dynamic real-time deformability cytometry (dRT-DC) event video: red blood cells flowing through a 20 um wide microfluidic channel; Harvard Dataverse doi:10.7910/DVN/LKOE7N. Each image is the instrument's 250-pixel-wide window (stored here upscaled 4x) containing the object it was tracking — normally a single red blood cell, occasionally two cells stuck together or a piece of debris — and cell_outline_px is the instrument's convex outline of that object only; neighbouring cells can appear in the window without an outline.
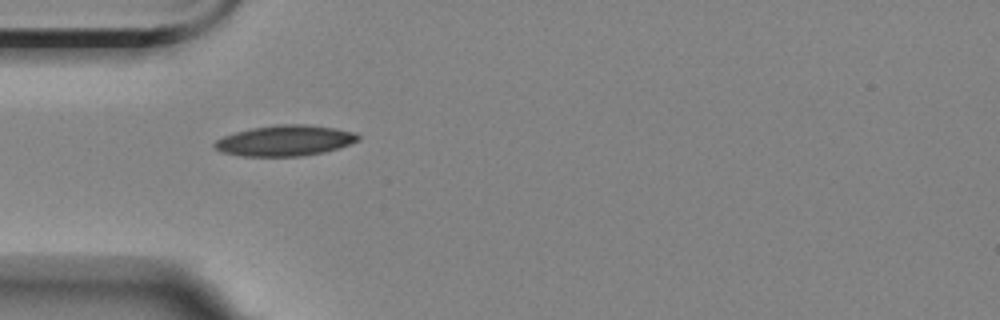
{"species": "Egyptian fruit bat (a non-hibernating species)", "species_latin": "Rousettus aegyptiacus", "temperature_condition": "room temperature", "stored_images_in_passage": 7, "camera_frame_rate_fps": 3000, "um_per_image_px": 0.085, "animal": {"sex": "female"}, "frame": {"image": 1, "passage_image": 5, "time_ms": 4.667, "image_size_px": [1000, 320], "cell_outline_px": [[360, 140], [324, 152], [300, 156], [240, 156], [220, 152], [212, 148], [212, 144], [216, 140], [224, 136], [236, 132], [252, 128], [276, 124], [304, 124], [332, 128], [356, 132], [360, 136]], "centroid_in_image_um": [24.17, 11.95], "position_along_channel_um": 60.8, "area_um2": 25.66}}
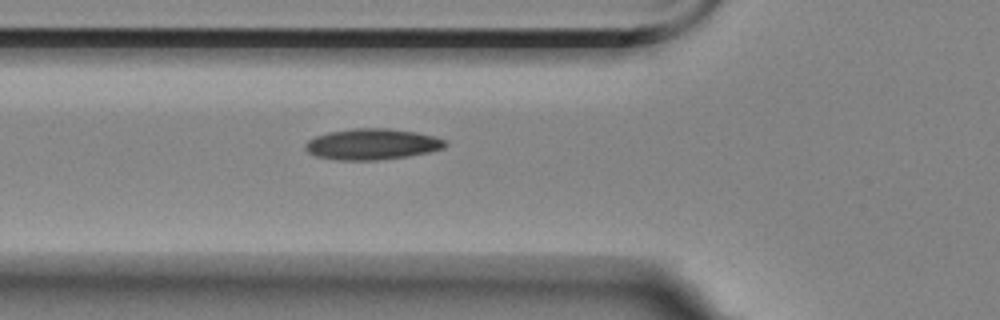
{"frame": {"image": 2, "passage_image": 6, "time_ms": 5.667, "image_size_px": [1000, 320], "cell_outline_px": [[448, 144], [444, 148], [428, 152], [408, 156], [376, 160], [336, 160], [316, 156], [308, 152], [304, 148], [304, 144], [308, 140], [316, 136], [328, 132], [352, 128], [388, 128], [416, 132], [448, 140]], "centroid_in_image_um": [31.62, 12.25], "position_along_channel_um": 94.2, "area_um2": 25.37}}